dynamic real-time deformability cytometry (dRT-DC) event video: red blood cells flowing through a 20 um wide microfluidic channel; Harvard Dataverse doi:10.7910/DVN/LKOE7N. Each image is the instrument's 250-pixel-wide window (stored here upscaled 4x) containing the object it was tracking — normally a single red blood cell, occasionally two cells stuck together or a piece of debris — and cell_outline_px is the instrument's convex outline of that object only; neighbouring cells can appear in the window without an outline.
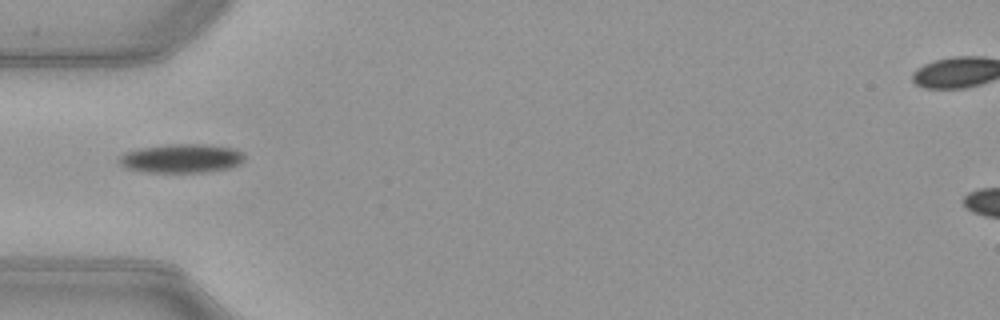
{"species": "common noctule bat (a hibernating species)", "species_latin": "Nyctalus noctula", "temperature_condition": "warm", "stored_images_in_passage": 34, "camera_frame_rate_fps": 3000, "um_per_image_px": 0.085, "animal": {"sex": "female", "body_mass_g": 21.9}, "frame": {"image": 1, "passage_image": 1, "time_ms": 0.0, "image_size_px": [1000, 320], "cell_outline_px": [[244, 160], [240, 164], [228, 168], [200, 172], [148, 172], [128, 168], [120, 164], [116, 160], [124, 152], [140, 148], [168, 144], [204, 144], [236, 148], [244, 152]], "centroid_in_image_um": [15.44, 13.45], "position_along_channel_um": 69.6, "area_um2": 21.15}}